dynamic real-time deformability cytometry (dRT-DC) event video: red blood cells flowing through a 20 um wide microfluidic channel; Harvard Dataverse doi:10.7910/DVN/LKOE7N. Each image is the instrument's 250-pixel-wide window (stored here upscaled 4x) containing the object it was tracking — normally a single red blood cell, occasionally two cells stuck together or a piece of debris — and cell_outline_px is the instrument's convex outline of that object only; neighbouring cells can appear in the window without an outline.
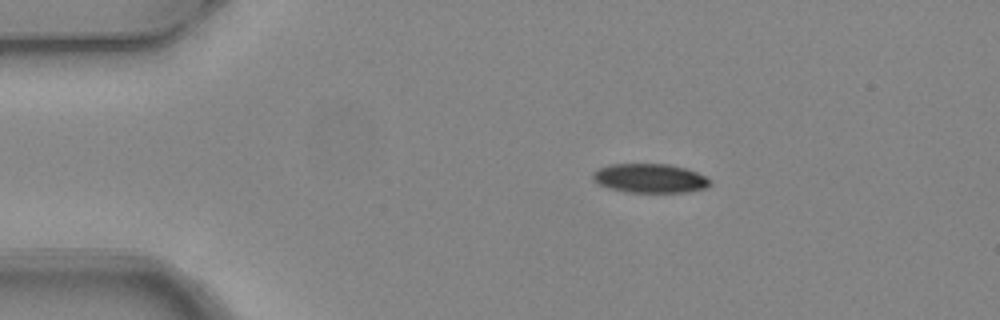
{"species": "common noctule bat (a hibernating species)", "species_latin": "Nyctalus noctula", "temperature_condition": "warm", "stored_images_in_passage": 6, "camera_frame_rate_fps": 3000, "um_per_image_px": 0.085, "animal": {"sex": "female", "body_mass_g": 24.6, "forearm_length_mm": 56.2}, "frame": {"image": 1, "passage_image": 2, "time_ms": 0.333, "image_size_px": [1000, 320], "cell_outline_px": [[712, 184], [708, 188], [684, 192], [624, 192], [608, 188], [596, 184], [592, 180], [592, 172], [596, 168], [612, 164], [668, 164], [684, 168], [696, 172], [704, 176]], "centroid_in_image_um": [55.17, 15.16], "position_along_channel_um": 29.8, "area_um2": 20.06}}
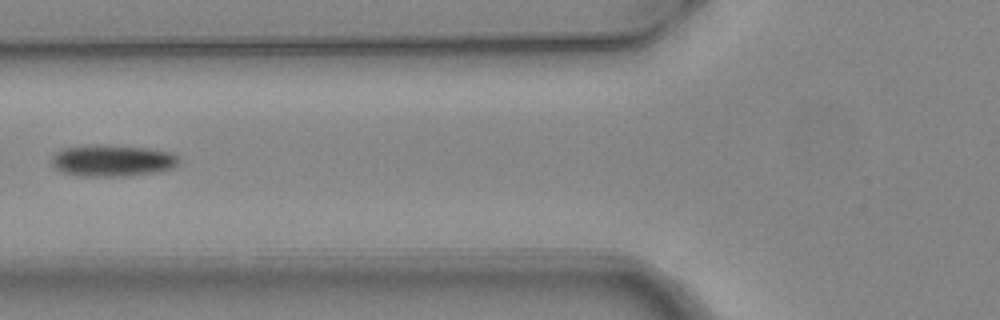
{"frame": {"image": 2, "passage_image": 5, "time_ms": 1.333, "image_size_px": [1000, 320], "cell_outline_px": [[180, 160], [172, 168], [160, 172], [124, 176], [80, 176], [60, 172], [52, 164], [52, 156], [56, 152], [64, 148], [88, 144], [104, 144], [148, 148], [172, 152], [180, 156]], "centroid_in_image_um": [9.57, 13.64], "position_along_channel_um": 116.2, "area_um2": 23.87}}
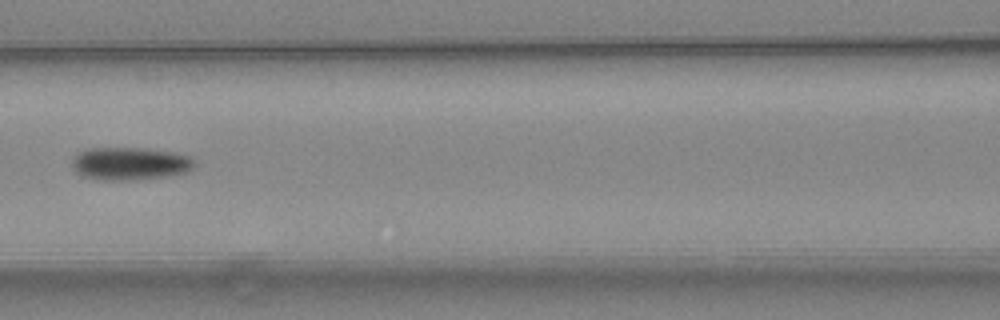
{"frame": {"image": 3, "passage_image": 6, "time_ms": 1.667, "image_size_px": [1000, 320], "cell_outline_px": [[196, 168], [188, 172], [168, 176], [140, 180], [100, 180], [84, 176], [76, 172], [72, 168], [72, 160], [80, 152], [88, 148], [148, 148], [176, 152], [188, 156], [196, 160]], "centroid_in_image_um": [11.12, 13.91], "position_along_channel_um": 155.5, "area_um2": 23.87}}